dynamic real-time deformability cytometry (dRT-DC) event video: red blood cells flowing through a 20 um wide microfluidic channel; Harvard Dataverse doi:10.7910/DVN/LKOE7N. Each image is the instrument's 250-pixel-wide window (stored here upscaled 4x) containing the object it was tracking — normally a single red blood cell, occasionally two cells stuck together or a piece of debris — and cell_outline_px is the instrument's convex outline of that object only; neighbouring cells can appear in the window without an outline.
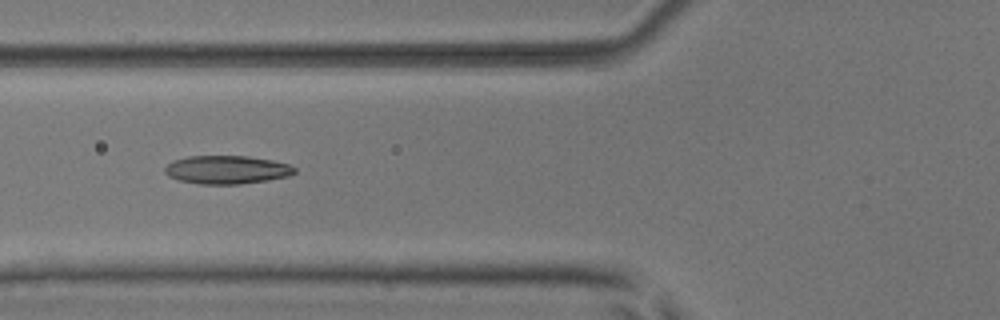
{"species": "common noctule bat (a hibernating species)", "species_latin": "Nyctalus noctula", "temperature_condition": "room temperature", "stored_images_in_passage": 6, "camera_frame_rate_fps": 3000, "um_per_image_px": 0.085, "animal": {"sex": "male", "body_mass_g": 17.9, "forearm_length_mm": 54.2}, "frame": {"image": 1, "passage_image": 4, "time_ms": 1.0, "image_size_px": [1000, 320], "cell_outline_px": [[296, 172], [288, 176], [268, 180], [240, 184], [200, 184], [180, 180], [168, 176], [164, 172], [164, 168], [172, 160], [188, 156], [248, 156], [272, 160], [288, 164], [296, 168]], "centroid_in_image_um": [19.27, 14.42], "position_along_channel_um": 106.5, "area_um2": 21.44}}
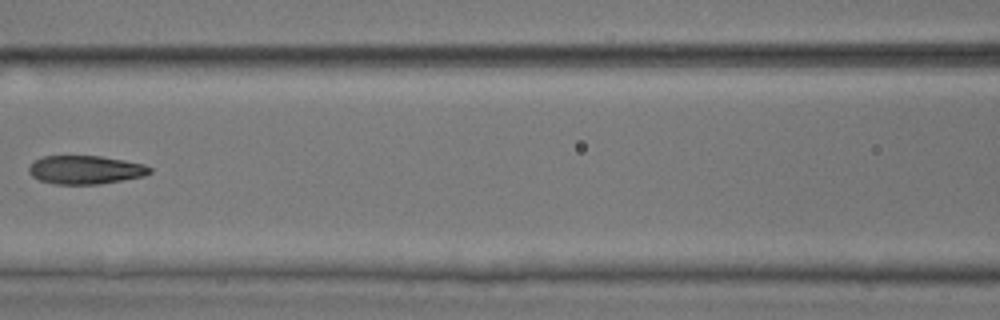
{"frame": {"image": 2, "passage_image": 5, "time_ms": 1.333, "image_size_px": [1000, 320], "cell_outline_px": [[152, 172], [144, 176], [100, 184], [56, 184], [40, 180], [32, 176], [28, 172], [28, 168], [36, 160], [44, 156], [100, 156], [124, 160], [144, 164], [152, 168]], "centroid_in_image_um": [7.29, 14.43], "position_along_channel_um": 159.3, "area_um2": 20.0}}
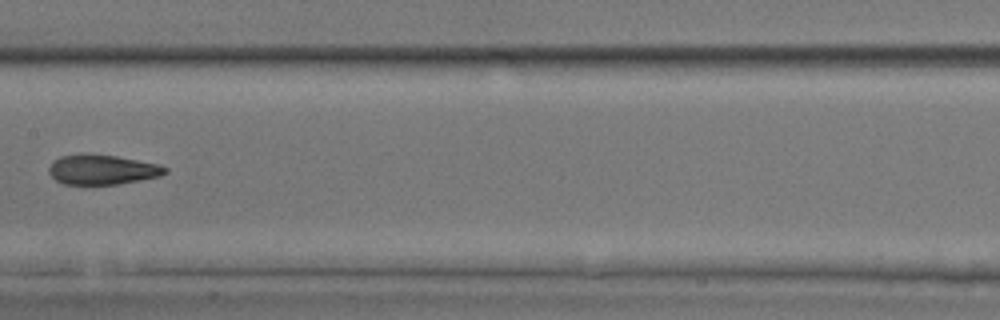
{"frame": {"image": 3, "passage_image": 6, "time_ms": 1.667, "image_size_px": [1000, 320], "cell_outline_px": [[168, 172], [160, 176], [140, 180], [116, 184], [64, 184], [56, 180], [48, 172], [48, 168], [52, 160], [60, 156], [116, 156], [160, 164], [168, 168]], "centroid_in_image_um": [8.72, 14.44], "position_along_channel_um": 198.7, "area_um2": 19.71}}